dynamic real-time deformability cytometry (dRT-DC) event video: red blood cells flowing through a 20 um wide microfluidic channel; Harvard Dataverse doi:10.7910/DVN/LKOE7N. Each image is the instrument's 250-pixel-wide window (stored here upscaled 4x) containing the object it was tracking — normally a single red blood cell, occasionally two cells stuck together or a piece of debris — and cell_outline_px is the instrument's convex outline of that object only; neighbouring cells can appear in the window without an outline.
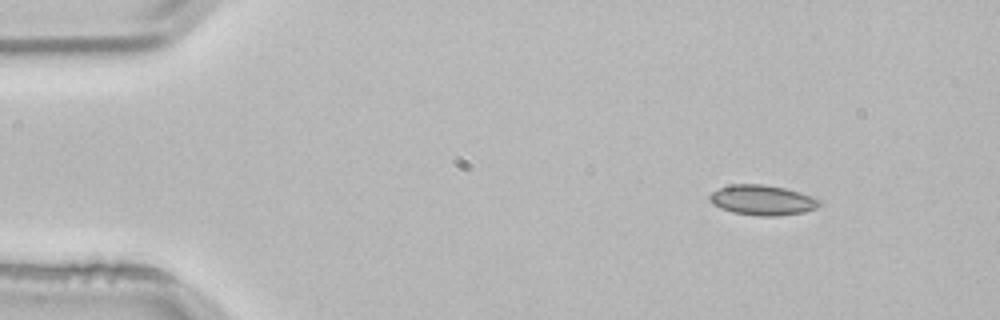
{"species": "common noctule bat (a hibernating species)", "species_latin": "Nyctalus noctula", "temperature_condition": "room temperature", "stored_images_in_passage": 3, "camera_frame_rate_fps": 3000, "um_per_image_px": 0.085, "animal": {"sex": "male", "body_mass_g": 21.5, "forearm_length_mm": 52.0}, "frame": {"image": 1, "passage_image": 1, "time_ms": 0.0, "image_size_px": [1000, 320], "cell_outline_px": [[820, 204], [816, 208], [804, 212], [776, 216], [760, 216], [732, 212], [720, 208], [712, 204], [708, 196], [712, 192], [720, 188], [732, 184], [764, 184], [784, 188], [820, 200]], "centroid_in_image_um": [64.75, 17.01], "position_along_channel_um": 20.3, "area_um2": 19.02}}
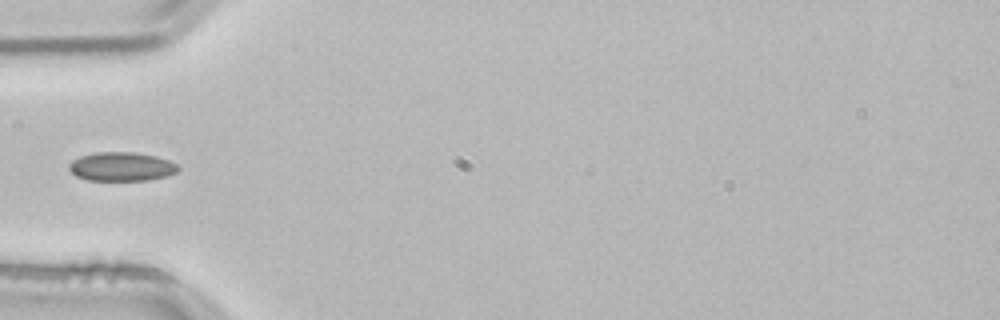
{"frame": {"image": 2, "passage_image": 3, "time_ms": 0.667, "image_size_px": [1000, 320], "cell_outline_px": [[180, 168], [176, 172], [164, 176], [148, 180], [88, 180], [76, 176], [68, 168], [68, 164], [72, 160], [80, 156], [96, 152], [132, 152], [156, 156], [168, 160], [176, 164]], "centroid_in_image_um": [10.29, 14.15], "position_along_channel_um": 74.7, "area_um2": 18.26}}